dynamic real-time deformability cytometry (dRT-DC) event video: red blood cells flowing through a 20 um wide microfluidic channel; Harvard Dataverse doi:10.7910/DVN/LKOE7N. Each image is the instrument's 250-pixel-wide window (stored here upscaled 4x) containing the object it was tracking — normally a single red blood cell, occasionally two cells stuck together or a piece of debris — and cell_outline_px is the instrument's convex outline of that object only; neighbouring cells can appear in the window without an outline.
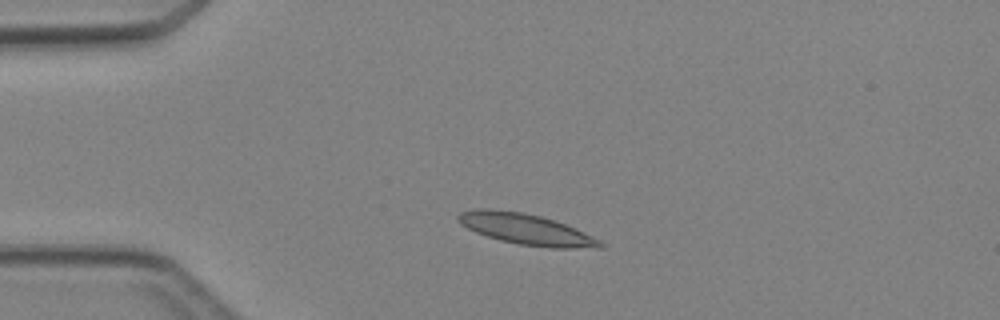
{"species": "Egyptian fruit bat (a non-hibernating species)", "species_latin": "Rousettus aegyptiacus", "temperature_condition": "cold", "stored_images_in_passage": 3, "camera_frame_rate_fps": 3000, "um_per_image_px": 0.085, "animal": {"sex": "female"}, "frame": {"image": 1, "passage_image": 1, "time_ms": 0.0, "image_size_px": [1000, 320], "cell_outline_px": [[604, 248], [552, 248], [520, 244], [500, 240], [476, 232], [460, 224], [456, 220], [456, 216], [460, 212], [480, 208], [492, 208], [524, 212], [556, 220], [576, 228], [600, 240], [604, 244]], "centroid_in_image_um": [44.72, 19.47], "position_along_channel_um": 40.3, "area_um2": 25.72}}
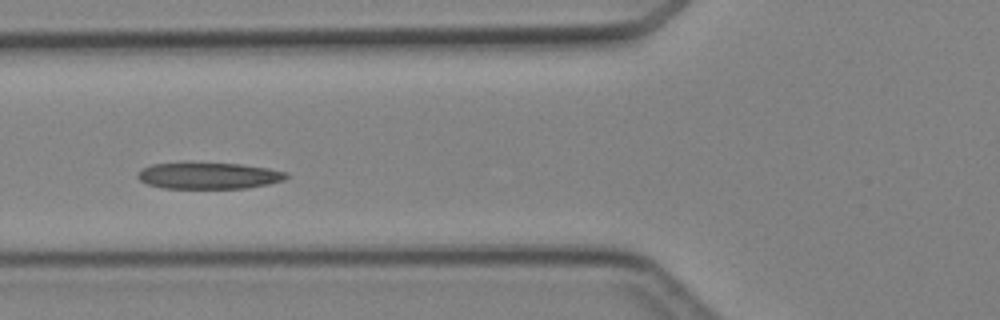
{"frame": {"image": 2, "passage_image": 3, "time_ms": 2.333, "image_size_px": [1000, 320], "cell_outline_px": [[288, 176], [284, 180], [268, 184], [248, 188], [160, 188], [148, 184], [140, 180], [136, 176], [136, 172], [140, 168], [152, 164], [188, 160], [240, 164], [268, 168], [288, 172]], "centroid_in_image_um": [17.66, 14.89], "position_along_channel_um": 108.1, "area_um2": 23.93}}